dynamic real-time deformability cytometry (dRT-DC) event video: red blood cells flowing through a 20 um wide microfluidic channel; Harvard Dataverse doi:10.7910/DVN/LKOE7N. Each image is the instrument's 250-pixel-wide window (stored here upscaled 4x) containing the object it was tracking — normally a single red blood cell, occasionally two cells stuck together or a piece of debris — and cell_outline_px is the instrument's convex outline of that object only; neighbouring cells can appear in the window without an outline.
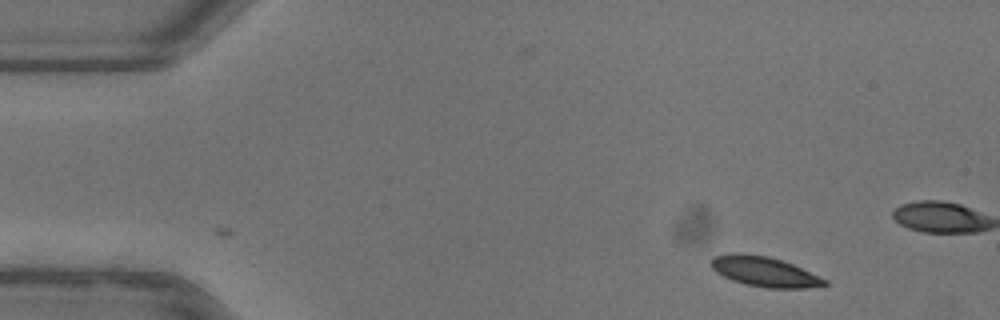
{"species": "common noctule bat (a hibernating species)", "species_latin": "Nyctalus noctula", "temperature_condition": "warm", "stored_images_in_passage": 11, "camera_frame_rate_fps": 3000, "um_per_image_px": 0.085, "animal": {"sex": "female"}, "frame": {"image": 1, "passage_image": 1, "time_ms": 0.0, "image_size_px": [1000, 320], "cell_outline_px": [[828, 284], [804, 288], [764, 288], [744, 284], [732, 280], [716, 272], [712, 268], [708, 260], [712, 256], [732, 252], [736, 252], [768, 256], [792, 264], [820, 276], [828, 280]], "centroid_in_image_um": [64.92, 23.08], "position_along_channel_um": 20.1, "area_um2": 20.0}}